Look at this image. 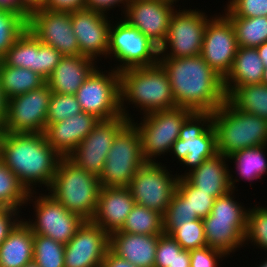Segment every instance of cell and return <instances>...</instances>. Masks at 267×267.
<instances>
[{
    "instance_id": "1",
    "label": "cell",
    "mask_w": 267,
    "mask_h": 267,
    "mask_svg": "<svg viewBox=\"0 0 267 267\" xmlns=\"http://www.w3.org/2000/svg\"><path fill=\"white\" fill-rule=\"evenodd\" d=\"M167 73L178 107L194 112H214L226 100L221 78L200 56L159 58Z\"/></svg>"
},
{
    "instance_id": "2",
    "label": "cell",
    "mask_w": 267,
    "mask_h": 267,
    "mask_svg": "<svg viewBox=\"0 0 267 267\" xmlns=\"http://www.w3.org/2000/svg\"><path fill=\"white\" fill-rule=\"evenodd\" d=\"M61 158L44 133L1 132L0 160L29 192L49 188Z\"/></svg>"
},
{
    "instance_id": "3",
    "label": "cell",
    "mask_w": 267,
    "mask_h": 267,
    "mask_svg": "<svg viewBox=\"0 0 267 267\" xmlns=\"http://www.w3.org/2000/svg\"><path fill=\"white\" fill-rule=\"evenodd\" d=\"M119 73L121 115L129 121L133 119L127 109L130 104L140 115L177 107L167 73L159 63L127 68Z\"/></svg>"
},
{
    "instance_id": "4",
    "label": "cell",
    "mask_w": 267,
    "mask_h": 267,
    "mask_svg": "<svg viewBox=\"0 0 267 267\" xmlns=\"http://www.w3.org/2000/svg\"><path fill=\"white\" fill-rule=\"evenodd\" d=\"M97 176L79 168L67 157H62L47 190L68 211L84 220H91L97 207L101 190Z\"/></svg>"
},
{
    "instance_id": "5",
    "label": "cell",
    "mask_w": 267,
    "mask_h": 267,
    "mask_svg": "<svg viewBox=\"0 0 267 267\" xmlns=\"http://www.w3.org/2000/svg\"><path fill=\"white\" fill-rule=\"evenodd\" d=\"M217 152L228 157L251 147L267 145V120L237 109L228 99L213 112Z\"/></svg>"
},
{
    "instance_id": "6",
    "label": "cell",
    "mask_w": 267,
    "mask_h": 267,
    "mask_svg": "<svg viewBox=\"0 0 267 267\" xmlns=\"http://www.w3.org/2000/svg\"><path fill=\"white\" fill-rule=\"evenodd\" d=\"M212 112H192L181 126L179 138L173 143L169 155H174L183 167L184 177L197 168L205 159L217 152L216 132L212 124Z\"/></svg>"
},
{
    "instance_id": "7",
    "label": "cell",
    "mask_w": 267,
    "mask_h": 267,
    "mask_svg": "<svg viewBox=\"0 0 267 267\" xmlns=\"http://www.w3.org/2000/svg\"><path fill=\"white\" fill-rule=\"evenodd\" d=\"M192 112L177 106L145 114L140 123L134 118L131 120L139 131L142 155L147 162H158L170 153L173 143L179 138L181 126Z\"/></svg>"
},
{
    "instance_id": "8",
    "label": "cell",
    "mask_w": 267,
    "mask_h": 267,
    "mask_svg": "<svg viewBox=\"0 0 267 267\" xmlns=\"http://www.w3.org/2000/svg\"><path fill=\"white\" fill-rule=\"evenodd\" d=\"M147 161L142 155L139 131L129 121L115 136L98 177L102 187H129L132 178Z\"/></svg>"
},
{
    "instance_id": "9",
    "label": "cell",
    "mask_w": 267,
    "mask_h": 267,
    "mask_svg": "<svg viewBox=\"0 0 267 267\" xmlns=\"http://www.w3.org/2000/svg\"><path fill=\"white\" fill-rule=\"evenodd\" d=\"M30 203L33 206L35 213H33V217L35 218H22V221L33 234L50 237L64 245L69 242L78 227L85 221L78 214L68 211L46 191L45 193L30 192L25 206Z\"/></svg>"
},
{
    "instance_id": "10",
    "label": "cell",
    "mask_w": 267,
    "mask_h": 267,
    "mask_svg": "<svg viewBox=\"0 0 267 267\" xmlns=\"http://www.w3.org/2000/svg\"><path fill=\"white\" fill-rule=\"evenodd\" d=\"M115 22L117 23L112 20L109 29L107 54L109 60L115 59L118 62L114 63L113 69L120 72L127 68L156 65L159 60V47L121 17Z\"/></svg>"
},
{
    "instance_id": "11",
    "label": "cell",
    "mask_w": 267,
    "mask_h": 267,
    "mask_svg": "<svg viewBox=\"0 0 267 267\" xmlns=\"http://www.w3.org/2000/svg\"><path fill=\"white\" fill-rule=\"evenodd\" d=\"M111 69V70H110ZM82 111L99 120L121 115L120 73L115 69L97 67L76 92Z\"/></svg>"
},
{
    "instance_id": "12",
    "label": "cell",
    "mask_w": 267,
    "mask_h": 267,
    "mask_svg": "<svg viewBox=\"0 0 267 267\" xmlns=\"http://www.w3.org/2000/svg\"><path fill=\"white\" fill-rule=\"evenodd\" d=\"M177 9L172 15L168 34L159 48V58H185L201 54L208 14L198 8Z\"/></svg>"
},
{
    "instance_id": "13",
    "label": "cell",
    "mask_w": 267,
    "mask_h": 267,
    "mask_svg": "<svg viewBox=\"0 0 267 267\" xmlns=\"http://www.w3.org/2000/svg\"><path fill=\"white\" fill-rule=\"evenodd\" d=\"M162 162H146L132 178L129 190L135 204L164 215L177 188L179 174ZM169 170V171H168Z\"/></svg>"
},
{
    "instance_id": "14",
    "label": "cell",
    "mask_w": 267,
    "mask_h": 267,
    "mask_svg": "<svg viewBox=\"0 0 267 267\" xmlns=\"http://www.w3.org/2000/svg\"><path fill=\"white\" fill-rule=\"evenodd\" d=\"M52 91L47 83L7 100L6 119L2 132L44 133Z\"/></svg>"
},
{
    "instance_id": "15",
    "label": "cell",
    "mask_w": 267,
    "mask_h": 267,
    "mask_svg": "<svg viewBox=\"0 0 267 267\" xmlns=\"http://www.w3.org/2000/svg\"><path fill=\"white\" fill-rule=\"evenodd\" d=\"M128 122L123 115L99 120L67 158L79 168L99 177L115 136Z\"/></svg>"
},
{
    "instance_id": "16",
    "label": "cell",
    "mask_w": 267,
    "mask_h": 267,
    "mask_svg": "<svg viewBox=\"0 0 267 267\" xmlns=\"http://www.w3.org/2000/svg\"><path fill=\"white\" fill-rule=\"evenodd\" d=\"M238 49L231 21L222 13L208 20L200 56L221 77L230 72Z\"/></svg>"
},
{
    "instance_id": "17",
    "label": "cell",
    "mask_w": 267,
    "mask_h": 267,
    "mask_svg": "<svg viewBox=\"0 0 267 267\" xmlns=\"http://www.w3.org/2000/svg\"><path fill=\"white\" fill-rule=\"evenodd\" d=\"M27 28L41 43L55 48L62 56L80 55L71 12L36 10L29 16Z\"/></svg>"
},
{
    "instance_id": "18",
    "label": "cell",
    "mask_w": 267,
    "mask_h": 267,
    "mask_svg": "<svg viewBox=\"0 0 267 267\" xmlns=\"http://www.w3.org/2000/svg\"><path fill=\"white\" fill-rule=\"evenodd\" d=\"M178 5L168 0H130L121 16L159 48L164 43L170 20Z\"/></svg>"
},
{
    "instance_id": "19",
    "label": "cell",
    "mask_w": 267,
    "mask_h": 267,
    "mask_svg": "<svg viewBox=\"0 0 267 267\" xmlns=\"http://www.w3.org/2000/svg\"><path fill=\"white\" fill-rule=\"evenodd\" d=\"M110 245V235L91 220H85L65 245V267H99Z\"/></svg>"
},
{
    "instance_id": "20",
    "label": "cell",
    "mask_w": 267,
    "mask_h": 267,
    "mask_svg": "<svg viewBox=\"0 0 267 267\" xmlns=\"http://www.w3.org/2000/svg\"><path fill=\"white\" fill-rule=\"evenodd\" d=\"M111 22L112 18L110 20L109 16L92 10L81 9L71 12V23L80 55L98 62L100 60L101 63L103 57L107 59Z\"/></svg>"
},
{
    "instance_id": "21",
    "label": "cell",
    "mask_w": 267,
    "mask_h": 267,
    "mask_svg": "<svg viewBox=\"0 0 267 267\" xmlns=\"http://www.w3.org/2000/svg\"><path fill=\"white\" fill-rule=\"evenodd\" d=\"M98 121L94 115L82 112L57 123L46 124L44 135L61 157H68Z\"/></svg>"
},
{
    "instance_id": "22",
    "label": "cell",
    "mask_w": 267,
    "mask_h": 267,
    "mask_svg": "<svg viewBox=\"0 0 267 267\" xmlns=\"http://www.w3.org/2000/svg\"><path fill=\"white\" fill-rule=\"evenodd\" d=\"M134 205L128 187H101L91 221L110 235L122 228Z\"/></svg>"
},
{
    "instance_id": "23",
    "label": "cell",
    "mask_w": 267,
    "mask_h": 267,
    "mask_svg": "<svg viewBox=\"0 0 267 267\" xmlns=\"http://www.w3.org/2000/svg\"><path fill=\"white\" fill-rule=\"evenodd\" d=\"M97 62L83 55L62 56L46 83L54 93L75 95L79 87L98 67Z\"/></svg>"
},
{
    "instance_id": "24",
    "label": "cell",
    "mask_w": 267,
    "mask_h": 267,
    "mask_svg": "<svg viewBox=\"0 0 267 267\" xmlns=\"http://www.w3.org/2000/svg\"><path fill=\"white\" fill-rule=\"evenodd\" d=\"M228 164V157L216 153L213 157L205 159L197 168L186 174L184 178L201 191L209 193L215 198L221 197L232 190Z\"/></svg>"
},
{
    "instance_id": "25",
    "label": "cell",
    "mask_w": 267,
    "mask_h": 267,
    "mask_svg": "<svg viewBox=\"0 0 267 267\" xmlns=\"http://www.w3.org/2000/svg\"><path fill=\"white\" fill-rule=\"evenodd\" d=\"M159 236L113 232L109 249L136 267H154Z\"/></svg>"
},
{
    "instance_id": "26",
    "label": "cell",
    "mask_w": 267,
    "mask_h": 267,
    "mask_svg": "<svg viewBox=\"0 0 267 267\" xmlns=\"http://www.w3.org/2000/svg\"><path fill=\"white\" fill-rule=\"evenodd\" d=\"M207 246L222 251L225 255L235 254L244 247L247 220H223L215 217L202 219Z\"/></svg>"
},
{
    "instance_id": "27",
    "label": "cell",
    "mask_w": 267,
    "mask_h": 267,
    "mask_svg": "<svg viewBox=\"0 0 267 267\" xmlns=\"http://www.w3.org/2000/svg\"><path fill=\"white\" fill-rule=\"evenodd\" d=\"M264 64L256 48L238 47L230 72L223 79L226 96L235 88L262 83Z\"/></svg>"
},
{
    "instance_id": "28",
    "label": "cell",
    "mask_w": 267,
    "mask_h": 267,
    "mask_svg": "<svg viewBox=\"0 0 267 267\" xmlns=\"http://www.w3.org/2000/svg\"><path fill=\"white\" fill-rule=\"evenodd\" d=\"M266 151L267 145H261L258 147L245 148L228 156L229 162L235 164L233 168L236 170L232 172H235L234 174L237 176L236 178V176L232 174V168H230V185L232 190L236 192L239 190L236 189L238 185H235L237 182H241L240 180L248 181L252 186L254 180L258 181L259 179L261 181L262 178L267 175ZM234 176L235 178H233Z\"/></svg>"
},
{
    "instance_id": "29",
    "label": "cell",
    "mask_w": 267,
    "mask_h": 267,
    "mask_svg": "<svg viewBox=\"0 0 267 267\" xmlns=\"http://www.w3.org/2000/svg\"><path fill=\"white\" fill-rule=\"evenodd\" d=\"M34 234L21 220L0 245V267H23L33 261Z\"/></svg>"
},
{
    "instance_id": "30",
    "label": "cell",
    "mask_w": 267,
    "mask_h": 267,
    "mask_svg": "<svg viewBox=\"0 0 267 267\" xmlns=\"http://www.w3.org/2000/svg\"><path fill=\"white\" fill-rule=\"evenodd\" d=\"M46 80L30 69L7 66L0 59V84L6 100L40 88Z\"/></svg>"
},
{
    "instance_id": "31",
    "label": "cell",
    "mask_w": 267,
    "mask_h": 267,
    "mask_svg": "<svg viewBox=\"0 0 267 267\" xmlns=\"http://www.w3.org/2000/svg\"><path fill=\"white\" fill-rule=\"evenodd\" d=\"M227 99L237 109L267 120V85L259 83L235 87Z\"/></svg>"
},
{
    "instance_id": "32",
    "label": "cell",
    "mask_w": 267,
    "mask_h": 267,
    "mask_svg": "<svg viewBox=\"0 0 267 267\" xmlns=\"http://www.w3.org/2000/svg\"><path fill=\"white\" fill-rule=\"evenodd\" d=\"M1 60L12 67H21L36 72L38 39L27 28L7 50Z\"/></svg>"
},
{
    "instance_id": "33",
    "label": "cell",
    "mask_w": 267,
    "mask_h": 267,
    "mask_svg": "<svg viewBox=\"0 0 267 267\" xmlns=\"http://www.w3.org/2000/svg\"><path fill=\"white\" fill-rule=\"evenodd\" d=\"M116 232L161 235L164 233L163 215L152 209L135 204L128 214L122 228Z\"/></svg>"
},
{
    "instance_id": "34",
    "label": "cell",
    "mask_w": 267,
    "mask_h": 267,
    "mask_svg": "<svg viewBox=\"0 0 267 267\" xmlns=\"http://www.w3.org/2000/svg\"><path fill=\"white\" fill-rule=\"evenodd\" d=\"M234 28L238 47L256 48L267 41V17H227Z\"/></svg>"
},
{
    "instance_id": "35",
    "label": "cell",
    "mask_w": 267,
    "mask_h": 267,
    "mask_svg": "<svg viewBox=\"0 0 267 267\" xmlns=\"http://www.w3.org/2000/svg\"><path fill=\"white\" fill-rule=\"evenodd\" d=\"M29 193L19 178L0 160V207L22 210Z\"/></svg>"
},
{
    "instance_id": "36",
    "label": "cell",
    "mask_w": 267,
    "mask_h": 267,
    "mask_svg": "<svg viewBox=\"0 0 267 267\" xmlns=\"http://www.w3.org/2000/svg\"><path fill=\"white\" fill-rule=\"evenodd\" d=\"M154 267H190L189 250H184L166 233L159 236Z\"/></svg>"
},
{
    "instance_id": "37",
    "label": "cell",
    "mask_w": 267,
    "mask_h": 267,
    "mask_svg": "<svg viewBox=\"0 0 267 267\" xmlns=\"http://www.w3.org/2000/svg\"><path fill=\"white\" fill-rule=\"evenodd\" d=\"M65 245L40 234H34L33 261L39 267H65Z\"/></svg>"
},
{
    "instance_id": "38",
    "label": "cell",
    "mask_w": 267,
    "mask_h": 267,
    "mask_svg": "<svg viewBox=\"0 0 267 267\" xmlns=\"http://www.w3.org/2000/svg\"><path fill=\"white\" fill-rule=\"evenodd\" d=\"M265 206V207H264ZM250 243L256 249L267 252V206L255 204L249 207L244 246Z\"/></svg>"
},
{
    "instance_id": "39",
    "label": "cell",
    "mask_w": 267,
    "mask_h": 267,
    "mask_svg": "<svg viewBox=\"0 0 267 267\" xmlns=\"http://www.w3.org/2000/svg\"><path fill=\"white\" fill-rule=\"evenodd\" d=\"M196 219L201 218L197 213L192 212L188 199L176 189L163 215L164 233L170 235L180 224H185Z\"/></svg>"
},
{
    "instance_id": "40",
    "label": "cell",
    "mask_w": 267,
    "mask_h": 267,
    "mask_svg": "<svg viewBox=\"0 0 267 267\" xmlns=\"http://www.w3.org/2000/svg\"><path fill=\"white\" fill-rule=\"evenodd\" d=\"M27 29V21L19 14L0 10V59Z\"/></svg>"
},
{
    "instance_id": "41",
    "label": "cell",
    "mask_w": 267,
    "mask_h": 267,
    "mask_svg": "<svg viewBox=\"0 0 267 267\" xmlns=\"http://www.w3.org/2000/svg\"><path fill=\"white\" fill-rule=\"evenodd\" d=\"M170 235L184 250L207 246L202 219L180 224Z\"/></svg>"
},
{
    "instance_id": "42",
    "label": "cell",
    "mask_w": 267,
    "mask_h": 267,
    "mask_svg": "<svg viewBox=\"0 0 267 267\" xmlns=\"http://www.w3.org/2000/svg\"><path fill=\"white\" fill-rule=\"evenodd\" d=\"M176 189L188 199L192 212L197 213L201 219L207 217L211 213L216 199L214 196L191 185L184 177L178 179Z\"/></svg>"
},
{
    "instance_id": "43",
    "label": "cell",
    "mask_w": 267,
    "mask_h": 267,
    "mask_svg": "<svg viewBox=\"0 0 267 267\" xmlns=\"http://www.w3.org/2000/svg\"><path fill=\"white\" fill-rule=\"evenodd\" d=\"M82 112L76 95L52 92L48 106L47 124L57 123Z\"/></svg>"
},
{
    "instance_id": "44",
    "label": "cell",
    "mask_w": 267,
    "mask_h": 267,
    "mask_svg": "<svg viewBox=\"0 0 267 267\" xmlns=\"http://www.w3.org/2000/svg\"><path fill=\"white\" fill-rule=\"evenodd\" d=\"M235 198L237 199L235 190H231L224 196L217 197L211 213L207 217L223 220H247L249 208L245 207L242 202L239 203Z\"/></svg>"
},
{
    "instance_id": "45",
    "label": "cell",
    "mask_w": 267,
    "mask_h": 267,
    "mask_svg": "<svg viewBox=\"0 0 267 267\" xmlns=\"http://www.w3.org/2000/svg\"><path fill=\"white\" fill-rule=\"evenodd\" d=\"M222 13L226 17H267V0H228Z\"/></svg>"
},
{
    "instance_id": "46",
    "label": "cell",
    "mask_w": 267,
    "mask_h": 267,
    "mask_svg": "<svg viewBox=\"0 0 267 267\" xmlns=\"http://www.w3.org/2000/svg\"><path fill=\"white\" fill-rule=\"evenodd\" d=\"M62 55L55 48L38 40V60L36 73L47 80L58 65Z\"/></svg>"
},
{
    "instance_id": "47",
    "label": "cell",
    "mask_w": 267,
    "mask_h": 267,
    "mask_svg": "<svg viewBox=\"0 0 267 267\" xmlns=\"http://www.w3.org/2000/svg\"><path fill=\"white\" fill-rule=\"evenodd\" d=\"M189 253L190 267H220L224 258H229L222 251L209 246L189 250Z\"/></svg>"
},
{
    "instance_id": "48",
    "label": "cell",
    "mask_w": 267,
    "mask_h": 267,
    "mask_svg": "<svg viewBox=\"0 0 267 267\" xmlns=\"http://www.w3.org/2000/svg\"><path fill=\"white\" fill-rule=\"evenodd\" d=\"M19 213L23 212L14 208L0 207V245L22 220V215Z\"/></svg>"
},
{
    "instance_id": "49",
    "label": "cell",
    "mask_w": 267,
    "mask_h": 267,
    "mask_svg": "<svg viewBox=\"0 0 267 267\" xmlns=\"http://www.w3.org/2000/svg\"><path fill=\"white\" fill-rule=\"evenodd\" d=\"M130 0H85L84 1V9L92 10L95 12H99L104 15H109L110 10H113V8L120 7L121 9V15L124 14L126 7L128 5ZM121 4V5H120ZM123 13V14H122Z\"/></svg>"
},
{
    "instance_id": "50",
    "label": "cell",
    "mask_w": 267,
    "mask_h": 267,
    "mask_svg": "<svg viewBox=\"0 0 267 267\" xmlns=\"http://www.w3.org/2000/svg\"><path fill=\"white\" fill-rule=\"evenodd\" d=\"M85 0H46L44 8L52 11L73 12L84 9Z\"/></svg>"
},
{
    "instance_id": "51",
    "label": "cell",
    "mask_w": 267,
    "mask_h": 267,
    "mask_svg": "<svg viewBox=\"0 0 267 267\" xmlns=\"http://www.w3.org/2000/svg\"><path fill=\"white\" fill-rule=\"evenodd\" d=\"M0 10H7L21 15L28 21L30 14L21 6L20 0H0Z\"/></svg>"
},
{
    "instance_id": "52",
    "label": "cell",
    "mask_w": 267,
    "mask_h": 267,
    "mask_svg": "<svg viewBox=\"0 0 267 267\" xmlns=\"http://www.w3.org/2000/svg\"><path fill=\"white\" fill-rule=\"evenodd\" d=\"M102 265L104 267H136L125 259H122L115 255L110 249L107 251Z\"/></svg>"
},
{
    "instance_id": "53",
    "label": "cell",
    "mask_w": 267,
    "mask_h": 267,
    "mask_svg": "<svg viewBox=\"0 0 267 267\" xmlns=\"http://www.w3.org/2000/svg\"><path fill=\"white\" fill-rule=\"evenodd\" d=\"M46 0H20L21 6L29 13L43 9Z\"/></svg>"
},
{
    "instance_id": "54",
    "label": "cell",
    "mask_w": 267,
    "mask_h": 267,
    "mask_svg": "<svg viewBox=\"0 0 267 267\" xmlns=\"http://www.w3.org/2000/svg\"><path fill=\"white\" fill-rule=\"evenodd\" d=\"M7 100L0 84V131H2L6 119Z\"/></svg>"
},
{
    "instance_id": "55",
    "label": "cell",
    "mask_w": 267,
    "mask_h": 267,
    "mask_svg": "<svg viewBox=\"0 0 267 267\" xmlns=\"http://www.w3.org/2000/svg\"><path fill=\"white\" fill-rule=\"evenodd\" d=\"M260 59L262 60L264 67H267V41L256 47Z\"/></svg>"
},
{
    "instance_id": "56",
    "label": "cell",
    "mask_w": 267,
    "mask_h": 267,
    "mask_svg": "<svg viewBox=\"0 0 267 267\" xmlns=\"http://www.w3.org/2000/svg\"><path fill=\"white\" fill-rule=\"evenodd\" d=\"M262 83L267 85V67H264V73L262 78Z\"/></svg>"
},
{
    "instance_id": "57",
    "label": "cell",
    "mask_w": 267,
    "mask_h": 267,
    "mask_svg": "<svg viewBox=\"0 0 267 267\" xmlns=\"http://www.w3.org/2000/svg\"><path fill=\"white\" fill-rule=\"evenodd\" d=\"M263 259H265V260H262L261 263L259 265H257V267H267V257L263 258Z\"/></svg>"
},
{
    "instance_id": "58",
    "label": "cell",
    "mask_w": 267,
    "mask_h": 267,
    "mask_svg": "<svg viewBox=\"0 0 267 267\" xmlns=\"http://www.w3.org/2000/svg\"><path fill=\"white\" fill-rule=\"evenodd\" d=\"M23 267H39L34 261L28 263L27 265H24Z\"/></svg>"
},
{
    "instance_id": "59",
    "label": "cell",
    "mask_w": 267,
    "mask_h": 267,
    "mask_svg": "<svg viewBox=\"0 0 267 267\" xmlns=\"http://www.w3.org/2000/svg\"><path fill=\"white\" fill-rule=\"evenodd\" d=\"M168 1H172L177 4L180 0H168Z\"/></svg>"
}]
</instances>
